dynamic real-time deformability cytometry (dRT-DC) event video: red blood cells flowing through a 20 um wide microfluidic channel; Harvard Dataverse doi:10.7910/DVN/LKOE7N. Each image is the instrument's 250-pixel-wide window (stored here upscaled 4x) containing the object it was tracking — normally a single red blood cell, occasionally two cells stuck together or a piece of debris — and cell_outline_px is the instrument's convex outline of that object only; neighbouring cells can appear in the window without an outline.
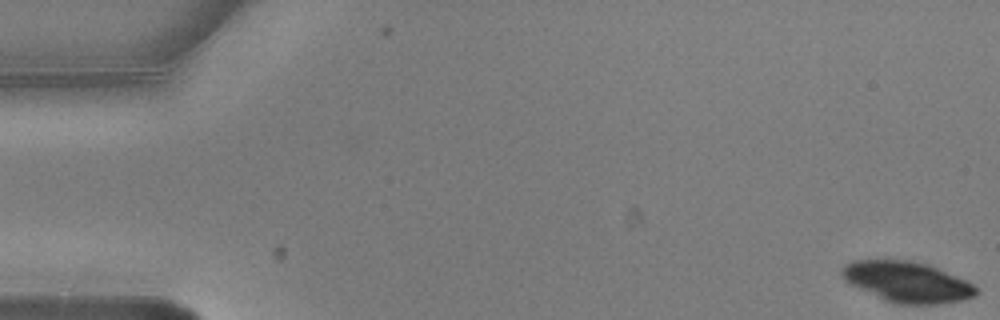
{"species": "common noctule bat (a hibernating species)", "species_latin": "Nyctalus noctula", "temperature_condition": "warm", "stored_images_in_passage": 8, "camera_frame_rate_fps": 3000, "um_per_image_px": 0.085, "animal": {"sex": "male", "body_mass_g": 20.5, "forearm_length_mm": 52.5}, "frame": {"image": 1, "passage_image": 1, "time_ms": 0.0, "image_size_px": [1000, 320], "cell_outline_px": [[980, 292], [976, 296], [964, 300], [940, 304], [892, 304], [848, 284], [840, 276], [840, 268], [844, 264], [852, 260], [908, 260], [928, 264], [968, 280]], "centroid_in_image_um": [77.08, 23.97], "position_along_channel_um": 7.9, "area_um2": 32.48}}